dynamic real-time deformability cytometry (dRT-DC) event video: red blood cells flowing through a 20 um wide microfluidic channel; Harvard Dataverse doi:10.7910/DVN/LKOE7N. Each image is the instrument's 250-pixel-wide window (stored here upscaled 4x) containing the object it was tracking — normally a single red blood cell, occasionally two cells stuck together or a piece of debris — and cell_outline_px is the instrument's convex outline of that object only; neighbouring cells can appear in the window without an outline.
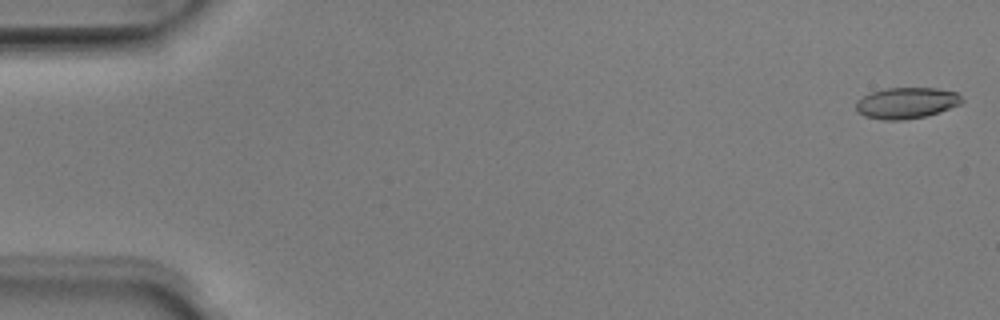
{"species": "Egyptian fruit bat (a non-hibernating species)", "species_latin": "Rousettus aegyptiacus", "temperature_condition": "room temperature", "stored_images_in_passage": 50, "camera_frame_rate_fps": 3000, "um_per_image_px": 0.085, "animal": {"sex": "male"}, "frame": {"image": 1, "passage_image": 1, "time_ms": 0.0, "image_size_px": [1000, 320], "cell_outline_px": [[964, 100], [960, 104], [940, 112], [924, 116], [904, 120], [884, 120], [864, 116], [856, 112], [856, 100], [872, 92], [884, 88], [936, 88], [956, 92]], "centroid_in_image_um": [77.03, 8.75], "position_along_channel_um": 8.0, "area_um2": 19.25}}
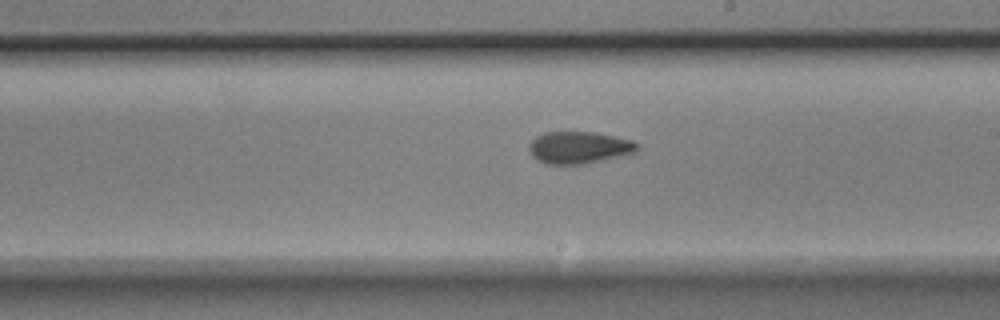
{"frame": {"image": 2, "passage_image": 29, "time_ms": 9.333, "image_size_px": [1000, 320], "cell_outline_px": [[640, 148], [636, 152], [584, 164], [544, 164], [536, 160], [532, 156], [528, 148], [528, 144], [536, 136], [544, 132], [596, 132], [616, 136], [632, 140], [640, 144]], "centroid_in_image_um": [49.21, 12.53], "position_along_channel_um": 239.8, "area_um2": 20.46}}
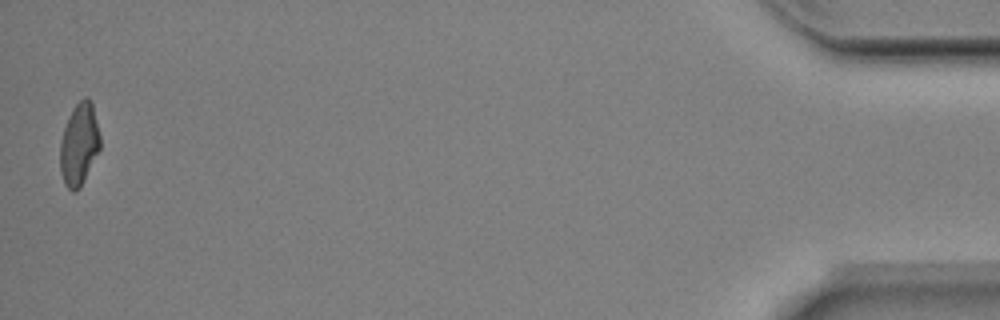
{"frame": {"image": 3, "passage_image": 50, "time_ms": 16.333, "image_size_px": [1000, 320], "cell_outline_px": [[100, 148], [80, 188], [76, 192], [72, 192], [64, 184], [60, 172], [60, 140], [64, 128], [72, 108], [84, 96], [88, 96], [92, 100], [100, 136]], "centroid_in_image_um": [6.72, 12.25], "position_along_channel_um": 428.5, "area_um2": 19.36}, "authors_computed_cell_mechanics": {"area_um2": 19.5364, "velocity_mm_per_s": 4.0118, "shape_relaxation_time_tau1_ms": 4.1642, "shape_relaxation_time_tau2_ms": 2.4466, "deformation_change_tau1": 0.1794, "deformation_change_tau2": 0.0947}}